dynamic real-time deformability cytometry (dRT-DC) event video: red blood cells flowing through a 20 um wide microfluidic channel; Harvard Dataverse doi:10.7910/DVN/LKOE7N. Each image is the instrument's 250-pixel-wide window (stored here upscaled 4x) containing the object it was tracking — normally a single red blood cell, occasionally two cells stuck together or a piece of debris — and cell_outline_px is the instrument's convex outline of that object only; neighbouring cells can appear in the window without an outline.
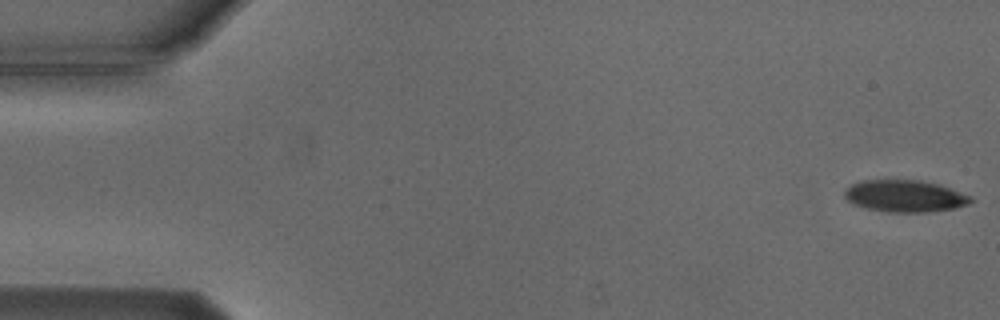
{"species": "Egyptian fruit bat (a non-hibernating species)", "species_latin": "Rousettus aegyptiacus", "temperature_condition": "cold", "stored_images_in_passage": 6, "camera_frame_rate_fps": 3000, "um_per_image_px": 0.085, "animal": {"sex": "male"}, "frame": {"image": 1, "passage_image": 1, "time_ms": 0.0, "image_size_px": [1000, 320], "cell_outline_px": [[972, 200], [968, 204], [956, 208], [928, 212], [888, 212], [864, 208], [848, 200], [844, 196], [844, 188], [860, 180], [920, 180], [936, 184], [972, 196]], "centroid_in_image_um": [76.88, 16.66], "position_along_channel_um": 8.1, "area_um2": 23.41}}
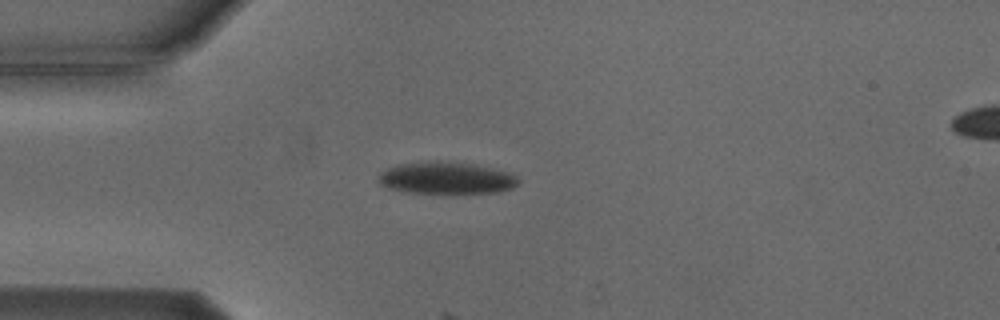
{"frame": {"image": 2, "passage_image": 5, "time_ms": 4.333, "image_size_px": [1000, 320], "cell_outline_px": [[520, 180], [512, 188], [496, 192], [448, 196], [440, 196], [404, 192], [388, 188], [380, 184], [380, 172], [388, 168], [400, 164], [428, 160], [436, 160], [476, 164], [508, 172], [516, 176]], "centroid_in_image_um": [37.93, 15.17], "position_along_channel_um": 47.1, "area_um2": 27.28}}